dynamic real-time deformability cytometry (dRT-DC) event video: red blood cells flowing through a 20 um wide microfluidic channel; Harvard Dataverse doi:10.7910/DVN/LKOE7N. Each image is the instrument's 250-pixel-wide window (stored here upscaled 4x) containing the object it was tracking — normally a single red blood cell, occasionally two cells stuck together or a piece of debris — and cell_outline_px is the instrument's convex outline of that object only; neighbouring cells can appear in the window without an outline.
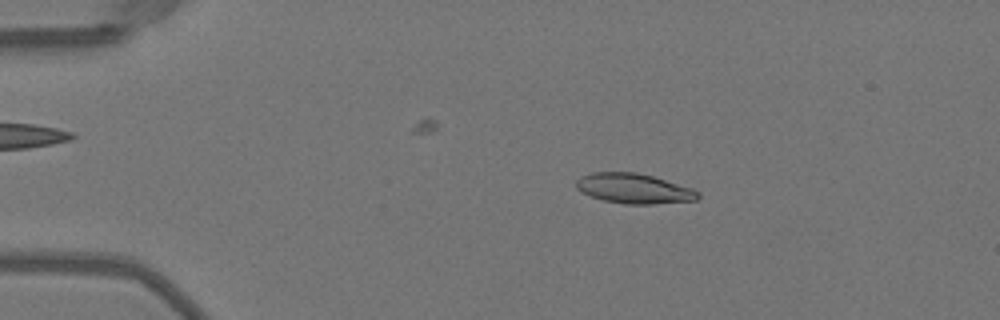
{"species": "Egyptian fruit bat (a non-hibernating species)", "species_latin": "Rousettus aegyptiacus", "temperature_condition": "warm", "stored_images_in_passage": 50, "camera_frame_rate_fps": 3000, "um_per_image_px": 0.085, "animal": {"sex": "female"}, "frame": {"image": 1, "passage_image": 9, "time_ms": 2.667, "image_size_px": [1000, 320], "cell_outline_px": [[700, 196], [696, 200], [652, 204], [624, 204], [604, 200], [580, 192], [576, 188], [576, 180], [580, 176], [592, 172], [636, 172], [652, 176], [692, 188], [700, 192]], "centroid_in_image_um": [53.86, 16.02], "position_along_channel_um": 31.1, "area_um2": 21.27}}
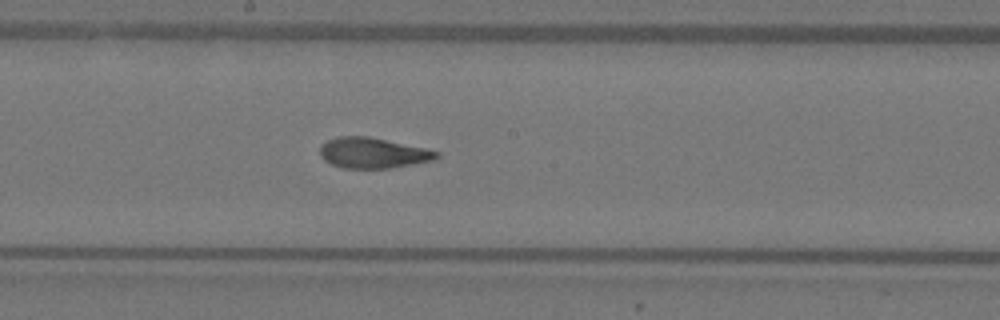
{"frame": {"image": 2, "passage_image": 27, "time_ms": 8.667, "image_size_px": [1000, 320], "cell_outline_px": [[440, 156], [432, 160], [412, 164], [388, 168], [344, 168], [332, 164], [324, 160], [320, 156], [320, 144], [336, 136], [368, 136], [424, 148], [440, 152]], "centroid_in_image_um": [31.65, 12.99], "position_along_channel_um": 216.5, "area_um2": 20.63}}
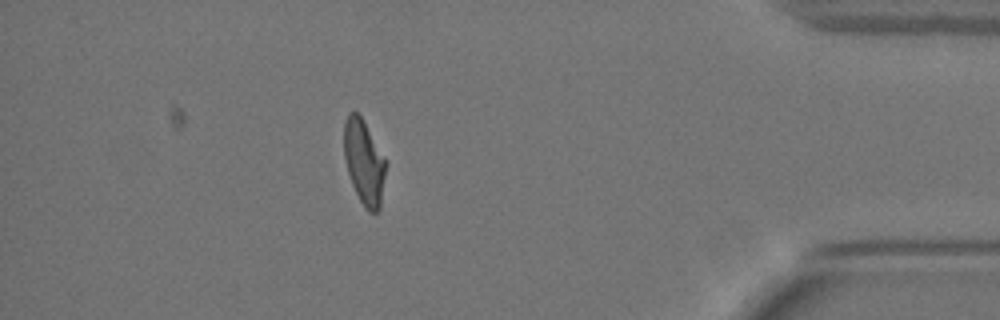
{"frame": {"image": 3, "passage_image": 44, "time_ms": 14.333, "image_size_px": [1000, 320], "cell_outline_px": [[384, 176], [380, 208], [376, 212], [368, 212], [364, 208], [352, 184], [348, 172], [344, 156], [344, 120], [348, 112], [356, 112], [360, 116], [384, 156]], "centroid_in_image_um": [30.91, 13.78], "position_along_channel_um": 404.3, "area_um2": 20.11}, "authors_computed_cell_mechanics": {"area_um2": 21.097, "velocity_mm_per_s": 4.0495, "shape_relaxation_time_tau1_ms": 4.3022, "shape_relaxation_time_tau2_ms": 1.4261, "deformation_change_tau1": 0.2115, "deformation_change_tau2": 0.0944}}